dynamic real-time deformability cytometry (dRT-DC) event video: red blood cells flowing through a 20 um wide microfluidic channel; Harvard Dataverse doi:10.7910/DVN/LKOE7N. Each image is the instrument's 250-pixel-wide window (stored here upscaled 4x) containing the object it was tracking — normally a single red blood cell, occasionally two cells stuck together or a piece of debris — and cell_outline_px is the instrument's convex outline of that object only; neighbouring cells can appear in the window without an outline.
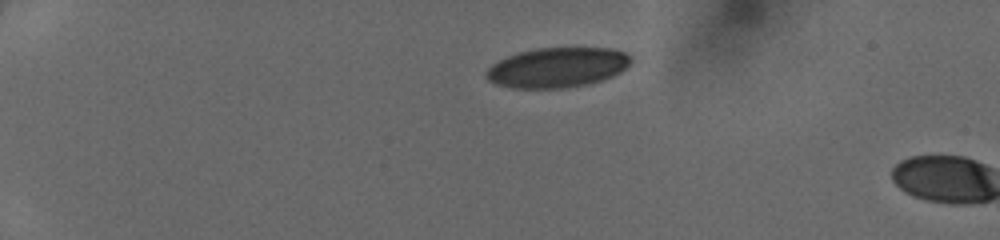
{"species": "human", "species_latin": "Homo sapiens", "temperature_condition": "cold", "stored_images_in_passage": 3, "camera_frame_rate_fps": 3000, "um_per_image_px": 0.085, "donor": {"sex": "female"}, "frame": {"image": 1, "passage_image": 1, "time_ms": 0.0, "image_size_px": [1000, 240], "cell_outline_px": [[632, 60], [620, 72], [604, 80], [588, 84], [564, 88], [512, 88], [496, 84], [488, 80], [484, 76], [484, 72], [492, 64], [508, 56], [520, 52], [536, 48], [608, 48], [624, 52]], "centroid_in_image_um": [47.34, 5.75], "position_along_channel_um": 37.7, "area_um2": 33.58}}